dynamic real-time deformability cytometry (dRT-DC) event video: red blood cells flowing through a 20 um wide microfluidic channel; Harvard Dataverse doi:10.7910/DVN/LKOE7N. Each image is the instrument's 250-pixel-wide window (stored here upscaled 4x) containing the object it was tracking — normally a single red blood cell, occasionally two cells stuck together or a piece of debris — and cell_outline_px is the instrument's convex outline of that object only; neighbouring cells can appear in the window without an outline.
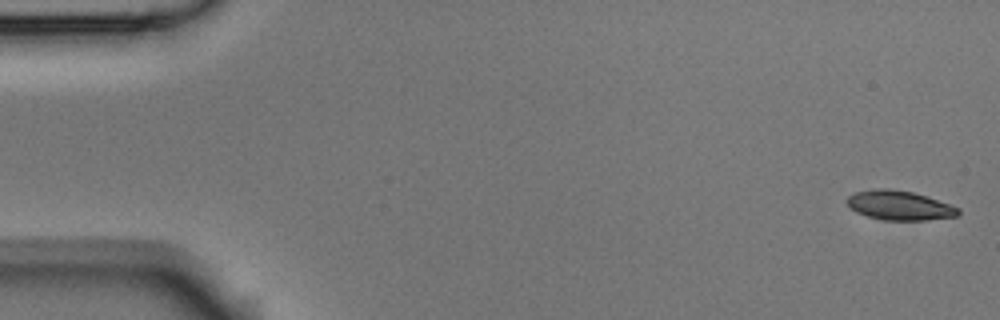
{"species": "Egyptian fruit bat (a non-hibernating species)", "species_latin": "Rousettus aegyptiacus", "temperature_condition": "room temperature", "stored_images_in_passage": 6, "camera_frame_rate_fps": 3000, "um_per_image_px": 0.085, "animal": {"sex": "male"}, "frame": {"image": 1, "passage_image": 1, "time_ms": 0.0, "image_size_px": [1000, 320], "cell_outline_px": [[960, 212], [956, 216], [924, 220], [884, 220], [868, 216], [856, 212], [844, 200], [848, 196], [856, 192], [872, 188], [888, 188], [912, 192], [928, 196], [960, 208]], "centroid_in_image_um": [76.44, 17.44], "position_along_channel_um": 8.6, "area_um2": 19.07}}
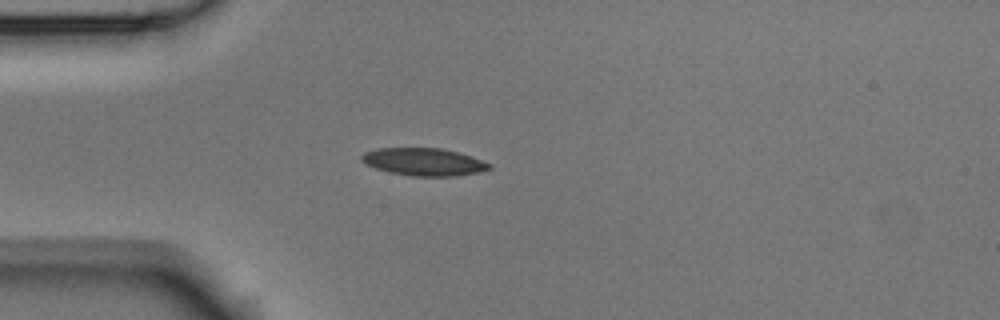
{"frame": {"image": 2, "passage_image": 5, "time_ms": 1.333, "image_size_px": [1000, 320], "cell_outline_px": [[492, 168], [480, 172], [456, 176], [412, 176], [388, 172], [376, 168], [360, 160], [360, 156], [364, 152], [376, 148], [440, 148], [460, 152], [472, 156], [492, 164]], "centroid_in_image_um": [36.05, 13.75], "position_along_channel_um": 49.0, "area_um2": 20.69}}